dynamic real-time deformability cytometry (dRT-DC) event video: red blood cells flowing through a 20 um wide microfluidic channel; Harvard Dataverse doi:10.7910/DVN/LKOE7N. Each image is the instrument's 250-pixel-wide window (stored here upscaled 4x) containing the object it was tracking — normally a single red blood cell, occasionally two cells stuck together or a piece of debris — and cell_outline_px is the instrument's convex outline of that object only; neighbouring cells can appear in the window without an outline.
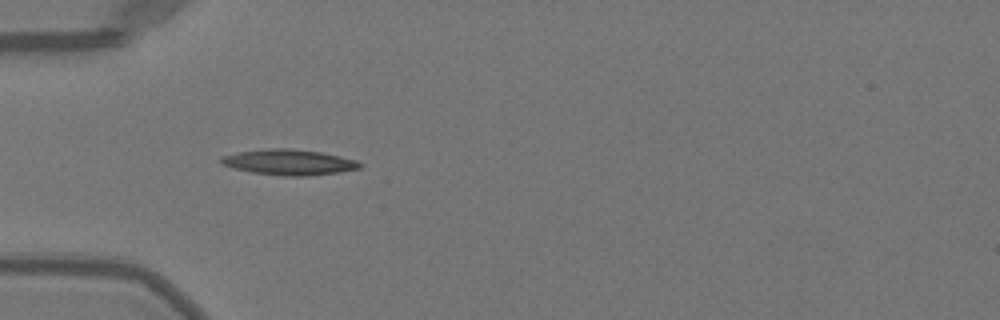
{"species": "Egyptian fruit bat (a non-hibernating species)", "species_latin": "Rousettus aegyptiacus", "temperature_condition": "warm", "stored_images_in_passage": 39, "camera_frame_rate_fps": 3000, "um_per_image_px": 0.085, "animal": {"sex": "female"}, "frame": {"image": 1, "passage_image": 6, "time_ms": 1.667, "image_size_px": [1000, 320], "cell_outline_px": [[364, 164], [360, 168], [340, 172], [308, 176], [284, 176], [252, 172], [232, 168], [220, 164], [220, 156], [236, 152], [268, 148], [292, 148], [320, 152], [340, 156], [356, 160]], "centroid_in_image_um": [24.54, 13.78], "position_along_channel_um": 60.5, "area_um2": 20.92}}
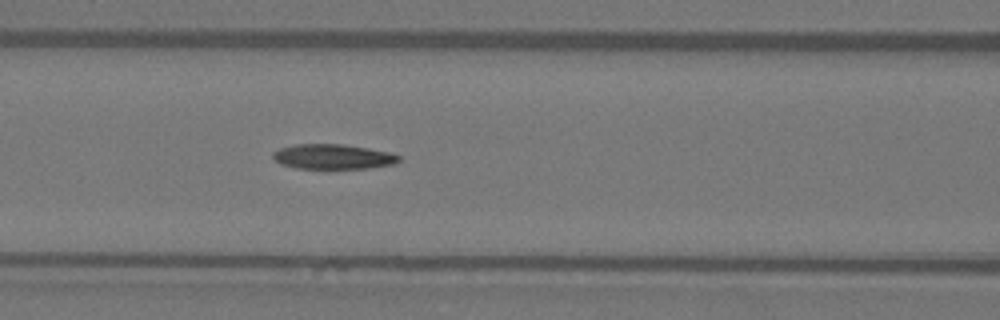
{"frame": {"image": 2, "passage_image": 12, "time_ms": 3.667, "image_size_px": [1000, 320], "cell_outline_px": [[400, 160], [396, 164], [368, 168], [296, 168], [280, 164], [272, 156], [272, 152], [280, 148], [296, 144], [344, 144], [392, 152], [400, 156]], "centroid_in_image_um": [28.33, 13.31], "position_along_channel_um": 138.3, "area_um2": 18.38}}
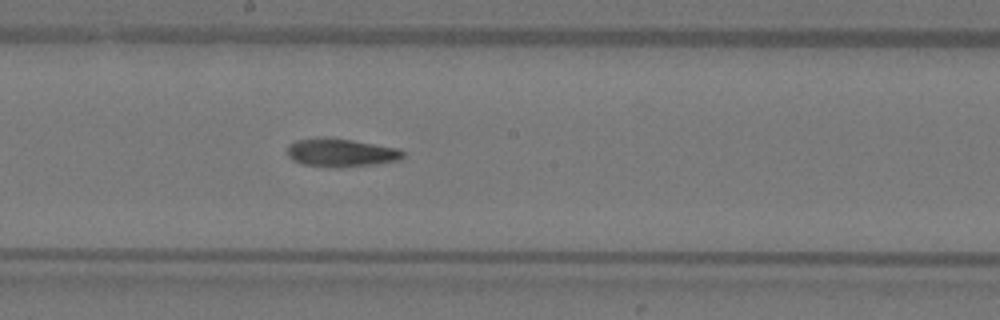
{"frame": {"image": 3, "passage_image": 18, "time_ms": 5.667, "image_size_px": [1000, 320], "cell_outline_px": [[404, 156], [400, 160], [376, 164], [340, 168], [332, 168], [300, 164], [292, 160], [288, 156], [288, 144], [296, 140], [320, 136], [352, 140], [400, 148], [404, 152]], "centroid_in_image_um": [28.97, 12.98], "position_along_channel_um": 219.2, "area_um2": 19.54}, "authors_computed_cell_mechanics": {"area_um2": 18.8428, "velocity_mm_per_s": 4.0612, "shape_relaxation_time_tau1_ms": 8.1744, "shape_relaxation_time_tau2_ms": 4.9263, "deformation_change_tau1": 0.2361, "deformation_change_tau2": 0.1292}}